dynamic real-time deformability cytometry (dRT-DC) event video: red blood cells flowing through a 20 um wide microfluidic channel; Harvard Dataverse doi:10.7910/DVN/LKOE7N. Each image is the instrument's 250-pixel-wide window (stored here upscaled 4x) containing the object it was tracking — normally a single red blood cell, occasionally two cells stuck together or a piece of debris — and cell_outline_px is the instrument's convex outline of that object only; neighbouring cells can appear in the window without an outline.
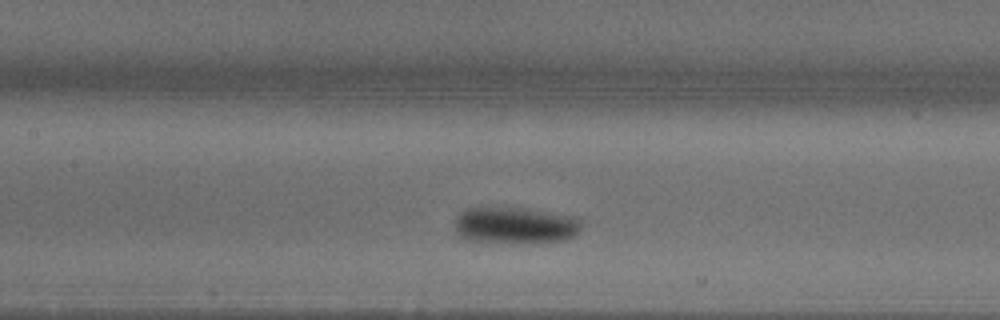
{"species": "common noctule bat (a hibernating species)", "species_latin": "Nyctalus noctula", "temperature_condition": "warm", "stored_images_in_passage": 23, "camera_frame_rate_fps": 3000, "um_per_image_px": 0.085, "animal": {"sex": "male", "body_mass_g": 18.8}, "frame": {"image": 1, "passage_image": 7, "time_ms": 2.0, "image_size_px": [1000, 320], "cell_outline_px": [[580, 232], [576, 236], [564, 240], [532, 244], [484, 244], [468, 240], [460, 236], [456, 232], [456, 216], [460, 212], [468, 208], [508, 208], [548, 212], [576, 216], [580, 220]], "centroid_in_image_um": [43.78, 19.22], "position_along_channel_um": 163.6, "area_um2": 27.74}}